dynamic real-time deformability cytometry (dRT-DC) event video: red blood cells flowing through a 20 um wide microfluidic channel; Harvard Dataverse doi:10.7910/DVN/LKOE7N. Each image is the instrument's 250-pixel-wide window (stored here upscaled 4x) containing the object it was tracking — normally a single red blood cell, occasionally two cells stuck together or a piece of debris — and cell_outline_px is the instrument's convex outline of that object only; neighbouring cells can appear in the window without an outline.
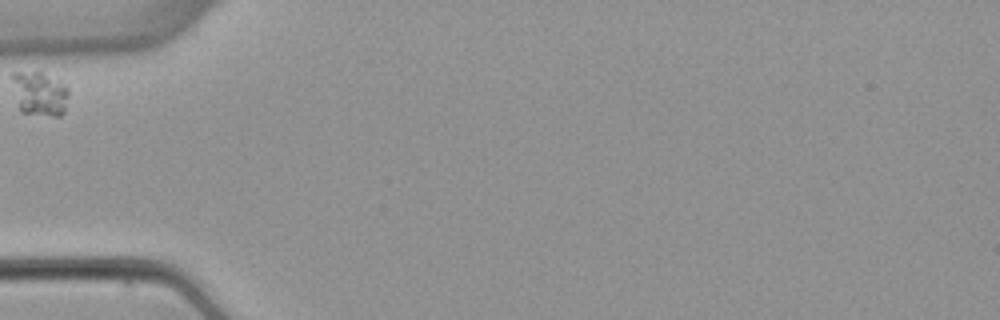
{"species": "common noctule bat (a hibernating species)", "species_latin": "Nyctalus noctula", "temperature_condition": "warm", "stored_images_in_passage": 1, "camera_frame_rate_fps": 3000, "um_per_image_px": 0.085, "animal": {"sex": "female", "body_mass_g": 22.7, "forearm_length_mm": 54.2}, "frame": {"image": 1, "passage_image": 1, "time_ms": 0.0, "image_size_px": [1000, 320], "cell_outline_px": [[68, 96], [64, 112], [60, 116], [52, 116], [20, 112], [12, 80], [12, 72], [40, 68], [60, 80], [68, 88]], "centroid_in_image_um": [3.38, 7.87], "position_along_channel_um": 81.6, "area_um2": 15.2}}